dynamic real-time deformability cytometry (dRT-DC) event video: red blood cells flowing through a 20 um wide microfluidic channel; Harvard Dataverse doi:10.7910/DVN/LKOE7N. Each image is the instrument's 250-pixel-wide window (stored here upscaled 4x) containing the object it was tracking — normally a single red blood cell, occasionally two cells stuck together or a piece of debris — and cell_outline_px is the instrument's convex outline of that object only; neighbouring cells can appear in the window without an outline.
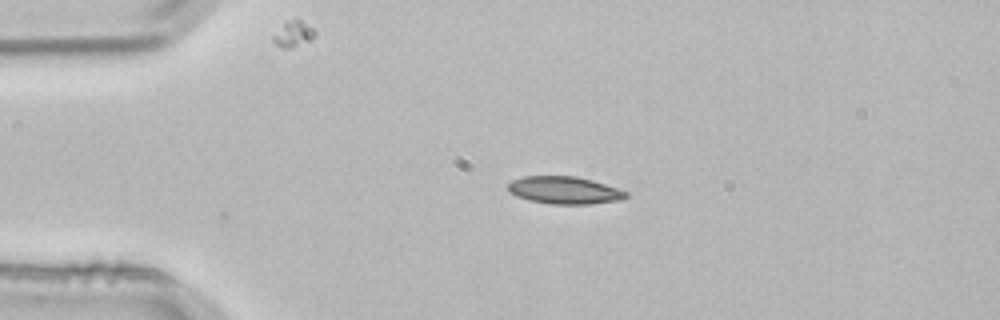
{"species": "common noctule bat (a hibernating species)", "species_latin": "Nyctalus noctula", "temperature_condition": "room temperature", "stored_images_in_passage": 2, "camera_frame_rate_fps": 3000, "um_per_image_px": 0.085, "animal": {"sex": "male", "body_mass_g": 21.5, "forearm_length_mm": 52.0}, "frame": {"image": 1, "passage_image": 1, "time_ms": 0.0, "image_size_px": [1000, 320], "cell_outline_px": [[628, 196], [620, 200], [588, 204], [552, 204], [528, 200], [516, 196], [508, 192], [508, 184], [512, 180], [524, 176], [576, 176], [592, 180], [628, 192]], "centroid_in_image_um": [47.94, 16.17], "position_along_channel_um": 37.1, "area_um2": 18.84}}